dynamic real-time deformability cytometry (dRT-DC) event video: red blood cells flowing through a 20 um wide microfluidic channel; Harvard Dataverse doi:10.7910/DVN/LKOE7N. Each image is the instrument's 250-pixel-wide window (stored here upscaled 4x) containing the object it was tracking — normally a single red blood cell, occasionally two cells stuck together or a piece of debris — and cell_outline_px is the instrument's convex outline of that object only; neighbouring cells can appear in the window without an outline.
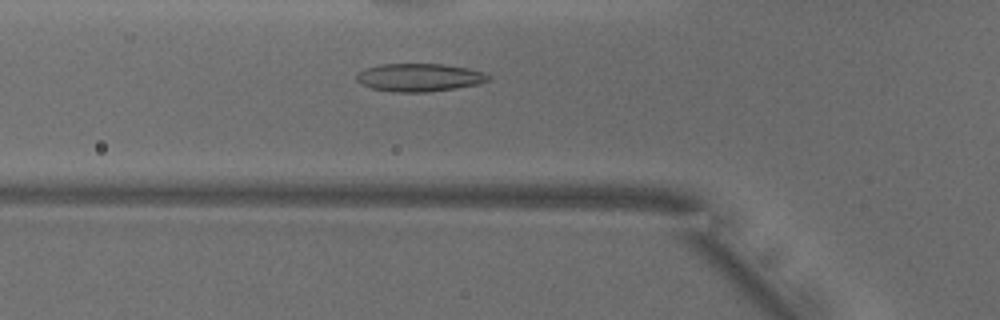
{"species": "common noctule bat (a hibernating species)", "species_latin": "Nyctalus noctula", "temperature_condition": "warm", "stored_images_in_passage": 40, "camera_frame_rate_fps": 3000, "um_per_image_px": 0.085, "animal": {"sex": "male", "body_mass_g": 18.8}, "frame": {"image": 1, "passage_image": 17, "time_ms": 5.333, "image_size_px": [1000, 320], "cell_outline_px": [[492, 80], [476, 84], [456, 88], [428, 92], [392, 92], [372, 88], [360, 84], [356, 80], [356, 76], [364, 68], [380, 64], [444, 64], [468, 68], [484, 72], [492, 76]], "centroid_in_image_um": [35.66, 6.58], "position_along_channel_um": 90.1, "area_um2": 21.68}}
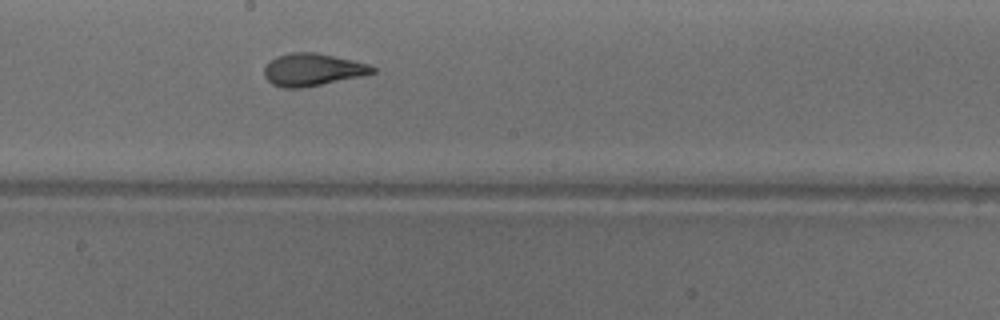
{"frame": {"image": 2, "passage_image": 27, "time_ms": 8.667, "image_size_px": [1000, 320], "cell_outline_px": [[376, 72], [360, 76], [300, 88], [280, 88], [272, 84], [264, 76], [264, 68], [276, 56], [292, 52], [316, 52], [352, 60], [368, 64], [376, 68]], "centroid_in_image_um": [26.54, 5.92], "position_along_channel_um": 221.7, "area_um2": 20.23}}
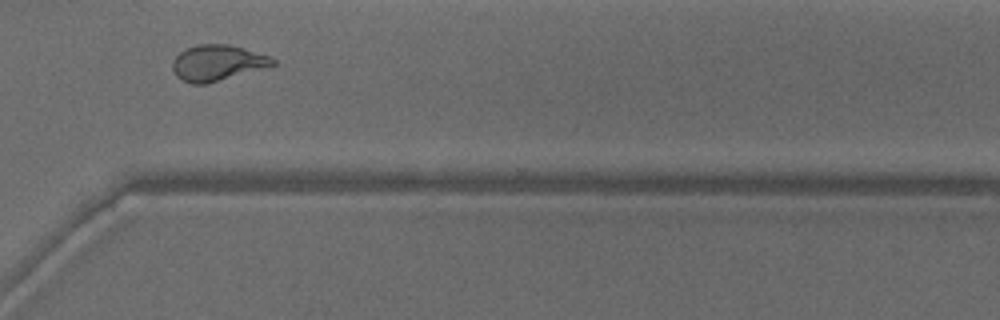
{"frame": {"image": 3, "passage_image": 37, "time_ms": 12.0, "image_size_px": [1000, 320], "cell_outline_px": [[276, 64], [204, 84], [192, 84], [180, 80], [176, 76], [172, 68], [172, 60], [180, 52], [188, 48], [200, 44], [228, 44], [244, 48], [268, 56], [276, 60]], "centroid_in_image_um": [18.42, 5.34], "position_along_channel_um": 352.2, "area_um2": 20.52}, "authors_computed_cell_mechanics": {"area_um2": 21.1548, "velocity_mm_per_s": 3.9161, "shape_relaxation_time_tau1_ms": 5.9387, "shape_relaxation_time_tau2_ms": 0.9315, "deformation_change_tau1": 0.2082, "deformation_change_tau2": 0.0808}}